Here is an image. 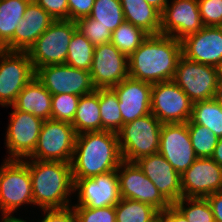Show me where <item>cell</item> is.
<instances>
[{"instance_id": "obj_1", "label": "cell", "mask_w": 222, "mask_h": 222, "mask_svg": "<svg viewBox=\"0 0 222 222\" xmlns=\"http://www.w3.org/2000/svg\"><path fill=\"white\" fill-rule=\"evenodd\" d=\"M182 56L180 40L167 35H149L129 57V77L155 84L173 79Z\"/></svg>"}, {"instance_id": "obj_2", "label": "cell", "mask_w": 222, "mask_h": 222, "mask_svg": "<svg viewBox=\"0 0 222 222\" xmlns=\"http://www.w3.org/2000/svg\"><path fill=\"white\" fill-rule=\"evenodd\" d=\"M122 161L117 133L102 130L76 135L71 160L73 179L117 170Z\"/></svg>"}, {"instance_id": "obj_3", "label": "cell", "mask_w": 222, "mask_h": 222, "mask_svg": "<svg viewBox=\"0 0 222 222\" xmlns=\"http://www.w3.org/2000/svg\"><path fill=\"white\" fill-rule=\"evenodd\" d=\"M34 206L41 210L72 206L74 193L71 163L28 159Z\"/></svg>"}, {"instance_id": "obj_4", "label": "cell", "mask_w": 222, "mask_h": 222, "mask_svg": "<svg viewBox=\"0 0 222 222\" xmlns=\"http://www.w3.org/2000/svg\"><path fill=\"white\" fill-rule=\"evenodd\" d=\"M3 161L0 166L2 220L24 221L22 218H16L13 214L22 205H34L28 159H5Z\"/></svg>"}, {"instance_id": "obj_5", "label": "cell", "mask_w": 222, "mask_h": 222, "mask_svg": "<svg viewBox=\"0 0 222 222\" xmlns=\"http://www.w3.org/2000/svg\"><path fill=\"white\" fill-rule=\"evenodd\" d=\"M161 127L152 113L124 124L117 133L122 160L135 162L158 153Z\"/></svg>"}, {"instance_id": "obj_6", "label": "cell", "mask_w": 222, "mask_h": 222, "mask_svg": "<svg viewBox=\"0 0 222 222\" xmlns=\"http://www.w3.org/2000/svg\"><path fill=\"white\" fill-rule=\"evenodd\" d=\"M76 21L55 20L27 51L36 71L42 66L65 64Z\"/></svg>"}, {"instance_id": "obj_7", "label": "cell", "mask_w": 222, "mask_h": 222, "mask_svg": "<svg viewBox=\"0 0 222 222\" xmlns=\"http://www.w3.org/2000/svg\"><path fill=\"white\" fill-rule=\"evenodd\" d=\"M76 135L71 123L47 119L34 152L26 159L71 163Z\"/></svg>"}, {"instance_id": "obj_8", "label": "cell", "mask_w": 222, "mask_h": 222, "mask_svg": "<svg viewBox=\"0 0 222 222\" xmlns=\"http://www.w3.org/2000/svg\"><path fill=\"white\" fill-rule=\"evenodd\" d=\"M35 77L27 51L0 49V105L12 106L18 94Z\"/></svg>"}, {"instance_id": "obj_9", "label": "cell", "mask_w": 222, "mask_h": 222, "mask_svg": "<svg viewBox=\"0 0 222 222\" xmlns=\"http://www.w3.org/2000/svg\"><path fill=\"white\" fill-rule=\"evenodd\" d=\"M172 80L193 103L214 99L218 82L217 67L189 60L182 55Z\"/></svg>"}, {"instance_id": "obj_10", "label": "cell", "mask_w": 222, "mask_h": 222, "mask_svg": "<svg viewBox=\"0 0 222 222\" xmlns=\"http://www.w3.org/2000/svg\"><path fill=\"white\" fill-rule=\"evenodd\" d=\"M193 102L173 81L152 84L151 113L162 123L188 122Z\"/></svg>"}, {"instance_id": "obj_11", "label": "cell", "mask_w": 222, "mask_h": 222, "mask_svg": "<svg viewBox=\"0 0 222 222\" xmlns=\"http://www.w3.org/2000/svg\"><path fill=\"white\" fill-rule=\"evenodd\" d=\"M12 110L5 135L9 153L5 159L23 160L34 152L44 120L14 107Z\"/></svg>"}, {"instance_id": "obj_12", "label": "cell", "mask_w": 222, "mask_h": 222, "mask_svg": "<svg viewBox=\"0 0 222 222\" xmlns=\"http://www.w3.org/2000/svg\"><path fill=\"white\" fill-rule=\"evenodd\" d=\"M35 76L52 95L83 96L96 90L89 71L67 64L42 66L35 71Z\"/></svg>"}, {"instance_id": "obj_13", "label": "cell", "mask_w": 222, "mask_h": 222, "mask_svg": "<svg viewBox=\"0 0 222 222\" xmlns=\"http://www.w3.org/2000/svg\"><path fill=\"white\" fill-rule=\"evenodd\" d=\"M117 175L121 198L150 204L159 212L171 205L135 162L122 161Z\"/></svg>"}, {"instance_id": "obj_14", "label": "cell", "mask_w": 222, "mask_h": 222, "mask_svg": "<svg viewBox=\"0 0 222 222\" xmlns=\"http://www.w3.org/2000/svg\"><path fill=\"white\" fill-rule=\"evenodd\" d=\"M73 181L78 201L72 207L103 208L121 200L117 170Z\"/></svg>"}, {"instance_id": "obj_15", "label": "cell", "mask_w": 222, "mask_h": 222, "mask_svg": "<svg viewBox=\"0 0 222 222\" xmlns=\"http://www.w3.org/2000/svg\"><path fill=\"white\" fill-rule=\"evenodd\" d=\"M89 72L96 89L112 88L129 77L128 57L111 42L96 45Z\"/></svg>"}, {"instance_id": "obj_16", "label": "cell", "mask_w": 222, "mask_h": 222, "mask_svg": "<svg viewBox=\"0 0 222 222\" xmlns=\"http://www.w3.org/2000/svg\"><path fill=\"white\" fill-rule=\"evenodd\" d=\"M158 153L182 175L197 159L187 122L162 124Z\"/></svg>"}, {"instance_id": "obj_17", "label": "cell", "mask_w": 222, "mask_h": 222, "mask_svg": "<svg viewBox=\"0 0 222 222\" xmlns=\"http://www.w3.org/2000/svg\"><path fill=\"white\" fill-rule=\"evenodd\" d=\"M183 197L206 198L222 191V167L212 158H198L180 175Z\"/></svg>"}, {"instance_id": "obj_18", "label": "cell", "mask_w": 222, "mask_h": 222, "mask_svg": "<svg viewBox=\"0 0 222 222\" xmlns=\"http://www.w3.org/2000/svg\"><path fill=\"white\" fill-rule=\"evenodd\" d=\"M204 27L197 0H172L161 13L160 34L182 40Z\"/></svg>"}, {"instance_id": "obj_19", "label": "cell", "mask_w": 222, "mask_h": 222, "mask_svg": "<svg viewBox=\"0 0 222 222\" xmlns=\"http://www.w3.org/2000/svg\"><path fill=\"white\" fill-rule=\"evenodd\" d=\"M181 43L182 55L189 60L214 67L222 63V27L204 26Z\"/></svg>"}, {"instance_id": "obj_20", "label": "cell", "mask_w": 222, "mask_h": 222, "mask_svg": "<svg viewBox=\"0 0 222 222\" xmlns=\"http://www.w3.org/2000/svg\"><path fill=\"white\" fill-rule=\"evenodd\" d=\"M135 163L171 205L183 197L180 174L161 154L141 157Z\"/></svg>"}, {"instance_id": "obj_21", "label": "cell", "mask_w": 222, "mask_h": 222, "mask_svg": "<svg viewBox=\"0 0 222 222\" xmlns=\"http://www.w3.org/2000/svg\"><path fill=\"white\" fill-rule=\"evenodd\" d=\"M112 89L119 99L123 125L151 113L152 84L127 77Z\"/></svg>"}, {"instance_id": "obj_22", "label": "cell", "mask_w": 222, "mask_h": 222, "mask_svg": "<svg viewBox=\"0 0 222 222\" xmlns=\"http://www.w3.org/2000/svg\"><path fill=\"white\" fill-rule=\"evenodd\" d=\"M54 21L55 19L44 8L31 0L13 38L2 49L28 51Z\"/></svg>"}, {"instance_id": "obj_23", "label": "cell", "mask_w": 222, "mask_h": 222, "mask_svg": "<svg viewBox=\"0 0 222 222\" xmlns=\"http://www.w3.org/2000/svg\"><path fill=\"white\" fill-rule=\"evenodd\" d=\"M35 115L42 120L51 119L52 94L36 78H32L10 106Z\"/></svg>"}, {"instance_id": "obj_24", "label": "cell", "mask_w": 222, "mask_h": 222, "mask_svg": "<svg viewBox=\"0 0 222 222\" xmlns=\"http://www.w3.org/2000/svg\"><path fill=\"white\" fill-rule=\"evenodd\" d=\"M125 21L141 28L148 35H159L161 13L145 0H120Z\"/></svg>"}, {"instance_id": "obj_25", "label": "cell", "mask_w": 222, "mask_h": 222, "mask_svg": "<svg viewBox=\"0 0 222 222\" xmlns=\"http://www.w3.org/2000/svg\"><path fill=\"white\" fill-rule=\"evenodd\" d=\"M71 124L76 134L101 131L99 89L80 96L76 114Z\"/></svg>"}, {"instance_id": "obj_26", "label": "cell", "mask_w": 222, "mask_h": 222, "mask_svg": "<svg viewBox=\"0 0 222 222\" xmlns=\"http://www.w3.org/2000/svg\"><path fill=\"white\" fill-rule=\"evenodd\" d=\"M31 0H0V49L14 36Z\"/></svg>"}, {"instance_id": "obj_27", "label": "cell", "mask_w": 222, "mask_h": 222, "mask_svg": "<svg viewBox=\"0 0 222 222\" xmlns=\"http://www.w3.org/2000/svg\"><path fill=\"white\" fill-rule=\"evenodd\" d=\"M101 131L118 133L123 126L119 99L112 88H99Z\"/></svg>"}, {"instance_id": "obj_28", "label": "cell", "mask_w": 222, "mask_h": 222, "mask_svg": "<svg viewBox=\"0 0 222 222\" xmlns=\"http://www.w3.org/2000/svg\"><path fill=\"white\" fill-rule=\"evenodd\" d=\"M190 120L222 137V106L215 99L194 102Z\"/></svg>"}, {"instance_id": "obj_29", "label": "cell", "mask_w": 222, "mask_h": 222, "mask_svg": "<svg viewBox=\"0 0 222 222\" xmlns=\"http://www.w3.org/2000/svg\"><path fill=\"white\" fill-rule=\"evenodd\" d=\"M115 212L116 222H153L160 213L150 204L124 198L115 205Z\"/></svg>"}, {"instance_id": "obj_30", "label": "cell", "mask_w": 222, "mask_h": 222, "mask_svg": "<svg viewBox=\"0 0 222 222\" xmlns=\"http://www.w3.org/2000/svg\"><path fill=\"white\" fill-rule=\"evenodd\" d=\"M95 46L78 30L70 40L65 64L90 71Z\"/></svg>"}, {"instance_id": "obj_31", "label": "cell", "mask_w": 222, "mask_h": 222, "mask_svg": "<svg viewBox=\"0 0 222 222\" xmlns=\"http://www.w3.org/2000/svg\"><path fill=\"white\" fill-rule=\"evenodd\" d=\"M149 35L141 28L124 21L112 32L111 43L124 55L129 57L139 48Z\"/></svg>"}, {"instance_id": "obj_32", "label": "cell", "mask_w": 222, "mask_h": 222, "mask_svg": "<svg viewBox=\"0 0 222 222\" xmlns=\"http://www.w3.org/2000/svg\"><path fill=\"white\" fill-rule=\"evenodd\" d=\"M89 17L111 32L125 21L120 0H95Z\"/></svg>"}, {"instance_id": "obj_33", "label": "cell", "mask_w": 222, "mask_h": 222, "mask_svg": "<svg viewBox=\"0 0 222 222\" xmlns=\"http://www.w3.org/2000/svg\"><path fill=\"white\" fill-rule=\"evenodd\" d=\"M188 132L195 154L198 158H211L218 143V137L207 127L187 122Z\"/></svg>"}, {"instance_id": "obj_34", "label": "cell", "mask_w": 222, "mask_h": 222, "mask_svg": "<svg viewBox=\"0 0 222 222\" xmlns=\"http://www.w3.org/2000/svg\"><path fill=\"white\" fill-rule=\"evenodd\" d=\"M174 205L189 222H215L211 207L206 198L182 197Z\"/></svg>"}, {"instance_id": "obj_35", "label": "cell", "mask_w": 222, "mask_h": 222, "mask_svg": "<svg viewBox=\"0 0 222 222\" xmlns=\"http://www.w3.org/2000/svg\"><path fill=\"white\" fill-rule=\"evenodd\" d=\"M80 96L74 94L52 95L51 119L72 123Z\"/></svg>"}, {"instance_id": "obj_36", "label": "cell", "mask_w": 222, "mask_h": 222, "mask_svg": "<svg viewBox=\"0 0 222 222\" xmlns=\"http://www.w3.org/2000/svg\"><path fill=\"white\" fill-rule=\"evenodd\" d=\"M77 30L81 32L94 46L111 41L112 32L91 17H84L76 21Z\"/></svg>"}, {"instance_id": "obj_37", "label": "cell", "mask_w": 222, "mask_h": 222, "mask_svg": "<svg viewBox=\"0 0 222 222\" xmlns=\"http://www.w3.org/2000/svg\"><path fill=\"white\" fill-rule=\"evenodd\" d=\"M77 222H116L115 206L103 208L72 207Z\"/></svg>"}, {"instance_id": "obj_38", "label": "cell", "mask_w": 222, "mask_h": 222, "mask_svg": "<svg viewBox=\"0 0 222 222\" xmlns=\"http://www.w3.org/2000/svg\"><path fill=\"white\" fill-rule=\"evenodd\" d=\"M204 26L222 27V0H197Z\"/></svg>"}, {"instance_id": "obj_39", "label": "cell", "mask_w": 222, "mask_h": 222, "mask_svg": "<svg viewBox=\"0 0 222 222\" xmlns=\"http://www.w3.org/2000/svg\"><path fill=\"white\" fill-rule=\"evenodd\" d=\"M55 20H69L67 0H34Z\"/></svg>"}, {"instance_id": "obj_40", "label": "cell", "mask_w": 222, "mask_h": 222, "mask_svg": "<svg viewBox=\"0 0 222 222\" xmlns=\"http://www.w3.org/2000/svg\"><path fill=\"white\" fill-rule=\"evenodd\" d=\"M69 7V20L77 21L88 17L95 0H67Z\"/></svg>"}, {"instance_id": "obj_41", "label": "cell", "mask_w": 222, "mask_h": 222, "mask_svg": "<svg viewBox=\"0 0 222 222\" xmlns=\"http://www.w3.org/2000/svg\"><path fill=\"white\" fill-rule=\"evenodd\" d=\"M43 219L38 222H77L74 210L71 207L65 209L42 210ZM27 222V220H24Z\"/></svg>"}, {"instance_id": "obj_42", "label": "cell", "mask_w": 222, "mask_h": 222, "mask_svg": "<svg viewBox=\"0 0 222 222\" xmlns=\"http://www.w3.org/2000/svg\"><path fill=\"white\" fill-rule=\"evenodd\" d=\"M215 222H222V191L215 192L208 197H206Z\"/></svg>"}, {"instance_id": "obj_43", "label": "cell", "mask_w": 222, "mask_h": 222, "mask_svg": "<svg viewBox=\"0 0 222 222\" xmlns=\"http://www.w3.org/2000/svg\"><path fill=\"white\" fill-rule=\"evenodd\" d=\"M163 222H189L183 213L173 204L165 211L160 212Z\"/></svg>"}, {"instance_id": "obj_44", "label": "cell", "mask_w": 222, "mask_h": 222, "mask_svg": "<svg viewBox=\"0 0 222 222\" xmlns=\"http://www.w3.org/2000/svg\"><path fill=\"white\" fill-rule=\"evenodd\" d=\"M211 158L222 167V137L218 139V143Z\"/></svg>"}, {"instance_id": "obj_45", "label": "cell", "mask_w": 222, "mask_h": 222, "mask_svg": "<svg viewBox=\"0 0 222 222\" xmlns=\"http://www.w3.org/2000/svg\"><path fill=\"white\" fill-rule=\"evenodd\" d=\"M145 1L151 6H153L155 9H157L160 13L164 11V8L168 3V0H145Z\"/></svg>"}, {"instance_id": "obj_46", "label": "cell", "mask_w": 222, "mask_h": 222, "mask_svg": "<svg viewBox=\"0 0 222 222\" xmlns=\"http://www.w3.org/2000/svg\"><path fill=\"white\" fill-rule=\"evenodd\" d=\"M214 99L222 106V81L217 82Z\"/></svg>"}, {"instance_id": "obj_47", "label": "cell", "mask_w": 222, "mask_h": 222, "mask_svg": "<svg viewBox=\"0 0 222 222\" xmlns=\"http://www.w3.org/2000/svg\"><path fill=\"white\" fill-rule=\"evenodd\" d=\"M218 81H222V63L217 67Z\"/></svg>"}, {"instance_id": "obj_48", "label": "cell", "mask_w": 222, "mask_h": 222, "mask_svg": "<svg viewBox=\"0 0 222 222\" xmlns=\"http://www.w3.org/2000/svg\"><path fill=\"white\" fill-rule=\"evenodd\" d=\"M153 222H163L161 216L159 215Z\"/></svg>"}, {"instance_id": "obj_49", "label": "cell", "mask_w": 222, "mask_h": 222, "mask_svg": "<svg viewBox=\"0 0 222 222\" xmlns=\"http://www.w3.org/2000/svg\"><path fill=\"white\" fill-rule=\"evenodd\" d=\"M5 222H25V221H5Z\"/></svg>"}]
</instances>
